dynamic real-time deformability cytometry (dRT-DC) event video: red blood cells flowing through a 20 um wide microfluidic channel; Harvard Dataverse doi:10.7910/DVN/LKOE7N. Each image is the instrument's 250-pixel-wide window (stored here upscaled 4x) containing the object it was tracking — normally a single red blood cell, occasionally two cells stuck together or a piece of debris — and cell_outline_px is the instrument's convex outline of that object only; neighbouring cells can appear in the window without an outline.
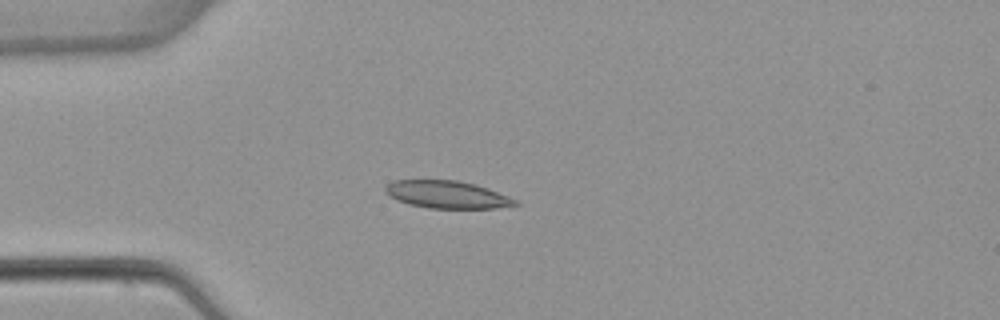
{"species": "common noctule bat (a hibernating species)", "species_latin": "Nyctalus noctula", "temperature_condition": "warm", "stored_images_in_passage": 4, "camera_frame_rate_fps": 3000, "um_per_image_px": 0.085, "animal": {"sex": "female", "body_mass_g": 22.7, "forearm_length_mm": 54.2}, "frame": {"image": 1, "passage_image": 4, "time_ms": 3.667, "image_size_px": [1000, 320], "cell_outline_px": [[520, 204], [496, 208], [428, 208], [408, 204], [388, 196], [384, 188], [388, 184], [396, 180], [456, 180], [476, 184], [488, 188], [508, 196], [516, 200]], "centroid_in_image_um": [38.0, 16.54], "position_along_channel_um": 47.0, "area_um2": 20.75}}